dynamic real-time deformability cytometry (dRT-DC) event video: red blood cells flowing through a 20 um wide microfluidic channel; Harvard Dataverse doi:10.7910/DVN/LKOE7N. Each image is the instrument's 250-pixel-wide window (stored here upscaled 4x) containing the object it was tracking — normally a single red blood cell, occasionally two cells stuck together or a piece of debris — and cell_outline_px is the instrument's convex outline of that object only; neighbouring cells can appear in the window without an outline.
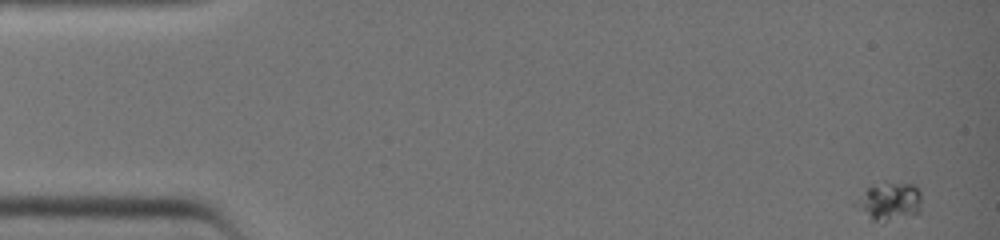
{"species": "common noctule bat (a hibernating species)", "species_latin": "Nyctalus noctula", "temperature_condition": "warm", "stored_images_in_passage": 16, "camera_frame_rate_fps": 3000, "um_per_image_px": 0.085, "animal": {"sex": "female", "body_mass_g": 19.0, "forearm_length_mm": 51.5}, "frame": {"image": 1, "passage_image": 1, "time_ms": 0.0, "image_size_px": [1000, 240], "cell_outline_px": [[920, 212], [888, 220], [872, 220], [856, 200], [868, 188], [888, 184], [916, 184], [920, 188]], "centroid_in_image_um": [75.71, 17.1], "position_along_channel_um": 9.3, "area_um2": 13.35}}
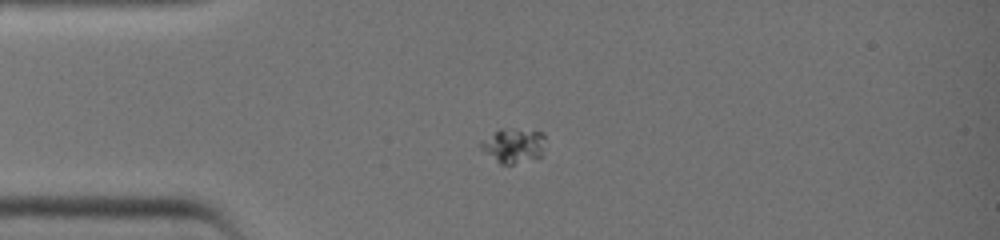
{"frame": {"image": 2, "passage_image": 10, "time_ms": 3.0, "image_size_px": [1000, 240], "cell_outline_px": [[544, 156], [512, 164], [500, 164], [484, 152], [480, 148], [480, 144], [500, 128], [512, 128], [540, 132], [544, 136]], "centroid_in_image_um": [43.68, 12.38], "position_along_channel_um": 41.3, "area_um2": 12.89}}
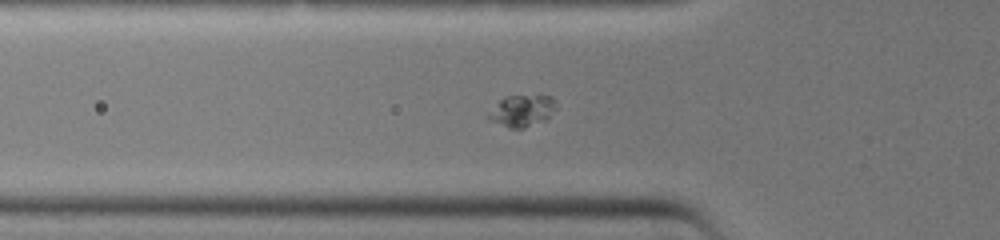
{"frame": {"image": 3, "passage_image": 14, "time_ms": 4.333, "image_size_px": [1000, 240], "cell_outline_px": [[556, 108], [548, 120], [524, 128], [508, 128], [488, 120], [484, 116], [500, 100], [508, 96], [552, 96], [556, 100]], "centroid_in_image_um": [44.37, 9.44], "position_along_channel_um": 81.4, "area_um2": 12.72}}